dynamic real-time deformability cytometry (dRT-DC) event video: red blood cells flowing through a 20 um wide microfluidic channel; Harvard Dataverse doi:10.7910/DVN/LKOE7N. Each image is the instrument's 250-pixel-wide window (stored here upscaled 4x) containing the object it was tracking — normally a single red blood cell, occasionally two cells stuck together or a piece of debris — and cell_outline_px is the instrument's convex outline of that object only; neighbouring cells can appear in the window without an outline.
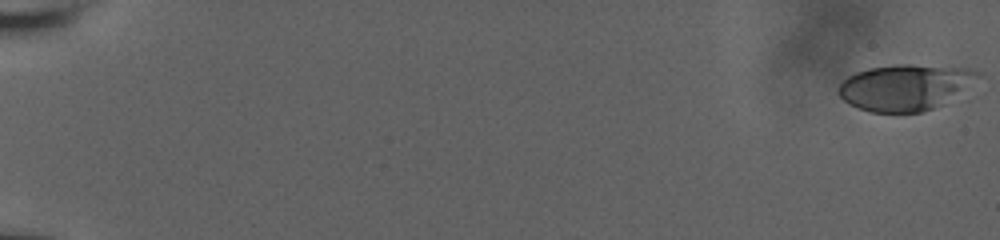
{"species": "human", "species_latin": "Homo sapiens", "temperature_condition": "room temperature", "stored_images_in_passage": 58, "camera_frame_rate_fps": 3000, "um_per_image_px": 0.085, "donor": {"sex": "male"}, "frame": {"image": 1, "passage_image": 1, "time_ms": 0.0, "image_size_px": [1000, 240], "cell_outline_px": [[980, 76], [940, 104], [932, 108], [920, 112], [872, 112], [860, 108], [844, 100], [836, 92], [836, 88], [848, 76], [856, 72], [868, 68], [896, 64], [912, 64], [968, 68], [980, 72]], "centroid_in_image_um": [76.85, 7.39], "position_along_channel_um": 8.1, "area_um2": 36.65}}
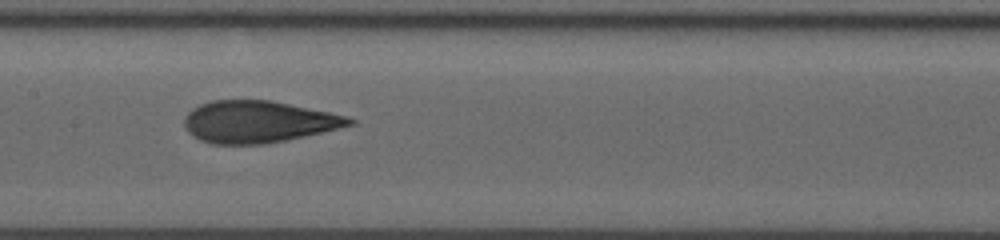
{"frame": {"image": 2, "passage_image": 32, "time_ms": 10.333, "image_size_px": [1000, 240], "cell_outline_px": [[356, 124], [304, 136], [264, 144], [212, 144], [200, 140], [192, 136], [184, 128], [184, 116], [192, 108], [200, 104], [212, 100], [272, 100], [328, 112], [344, 116], [356, 120]], "centroid_in_image_um": [21.9, 10.35], "position_along_channel_um": 185.5, "area_um2": 40.23}}
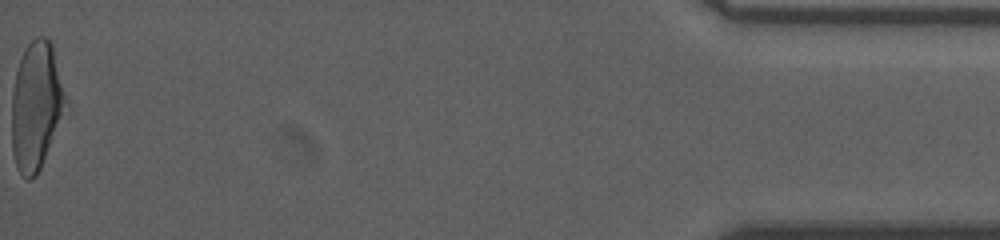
{"frame": {"image": 3, "passage_image": 58, "time_ms": 19.0, "image_size_px": [1000, 240], "cell_outline_px": [[72, 112], [36, 176], [28, 180], [20, 172], [16, 164], [12, 152], [12, 92], [16, 68], [24, 48], [36, 36], [44, 36], [52, 44]], "centroid_in_image_um": [3.17, 9.03], "position_along_channel_um": 432.0, "area_um2": 42.37}, "authors_computed_cell_mechanics": {"area_um2": 40.2288, "velocity_mm_per_s": 3.8566, "shape_relaxation_time_tau1_ms": 5.6908, "shape_relaxation_time_tau2_ms": 1.283, "deformation_change_tau1": 0.2136, "deformation_change_tau2": 0.0976}}